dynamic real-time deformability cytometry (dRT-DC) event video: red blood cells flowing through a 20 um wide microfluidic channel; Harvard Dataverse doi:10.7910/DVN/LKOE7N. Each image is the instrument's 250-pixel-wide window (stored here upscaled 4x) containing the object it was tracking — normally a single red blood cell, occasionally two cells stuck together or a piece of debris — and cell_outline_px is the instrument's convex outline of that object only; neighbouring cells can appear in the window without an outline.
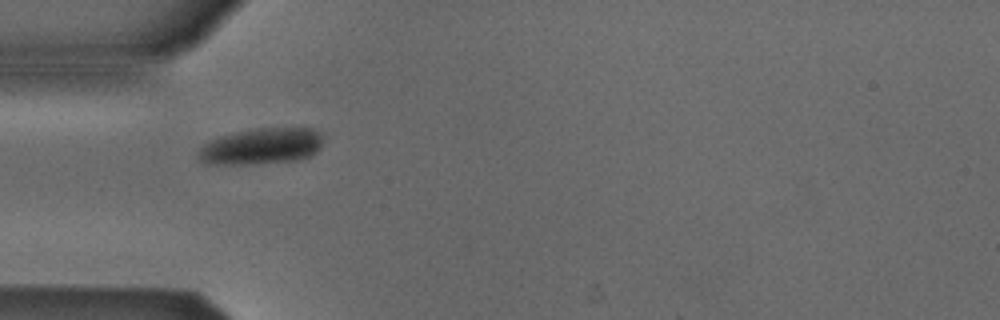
{"species": "Egyptian fruit bat (a non-hibernating species)", "species_latin": "Rousettus aegyptiacus", "temperature_condition": "cold", "stored_images_in_passage": 28, "camera_frame_rate_fps": 3000, "um_per_image_px": 0.085, "animal": {"sex": "male"}, "frame": {"image": 1, "passage_image": 1, "time_ms": 0.0, "image_size_px": [1000, 320], "cell_outline_px": [[324, 140], [320, 148], [316, 152], [292, 160], [260, 164], [204, 164], [196, 156], [196, 152], [208, 140], [220, 136], [236, 132], [256, 128], [312, 128], [324, 132]], "centroid_in_image_um": [22.2, 12.42], "position_along_channel_um": 62.8, "area_um2": 26.65}}
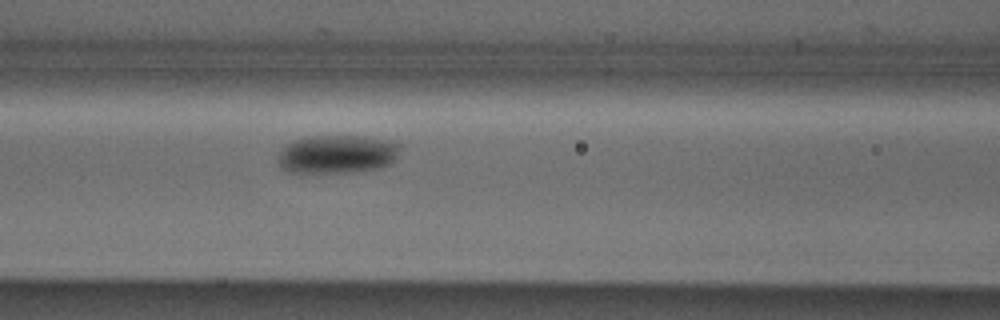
{"frame": {"image": 2, "passage_image": 7, "time_ms": 2.0, "image_size_px": [1000, 320], "cell_outline_px": [[400, 144], [396, 156], [388, 164], [380, 168], [352, 172], [292, 172], [284, 168], [280, 164], [280, 152], [288, 144], [296, 140], [308, 136], [368, 136], [388, 140]], "centroid_in_image_um": [28.7, 13.09], "position_along_channel_um": 137.9, "area_um2": 26.82}}
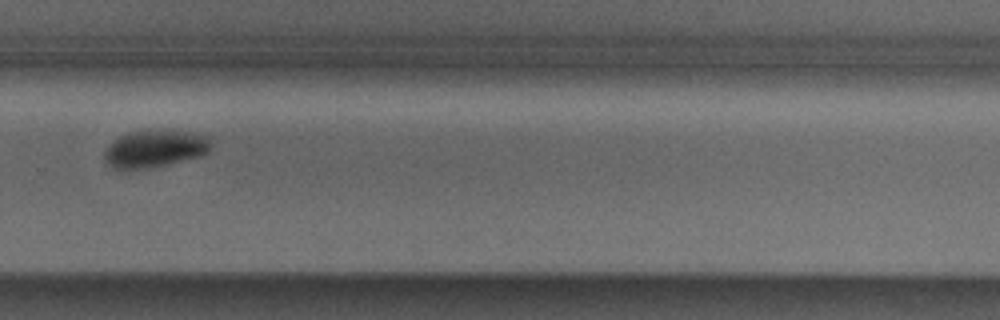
{"frame": {"image": 3, "passage_image": 21, "time_ms": 6.667, "image_size_px": [1000, 320], "cell_outline_px": [[212, 148], [208, 152], [200, 156], [148, 168], [116, 168], [108, 164], [104, 156], [104, 152], [120, 136], [128, 132], [148, 128], [192, 132], [212, 136]], "centroid_in_image_um": [13.26, 12.58], "position_along_channel_um": 316.5, "area_um2": 23.29}, "authors_computed_cell_mechanics": {"area_um2": 25.6054, "velocity_mm_per_s": 3.8356, "shape_relaxation_time_tau1_ms": 2.5507, "shape_relaxation_time_tau2_ms": null, "deformation_change_tau1": 0.097, "deformation_change_tau2": null}}